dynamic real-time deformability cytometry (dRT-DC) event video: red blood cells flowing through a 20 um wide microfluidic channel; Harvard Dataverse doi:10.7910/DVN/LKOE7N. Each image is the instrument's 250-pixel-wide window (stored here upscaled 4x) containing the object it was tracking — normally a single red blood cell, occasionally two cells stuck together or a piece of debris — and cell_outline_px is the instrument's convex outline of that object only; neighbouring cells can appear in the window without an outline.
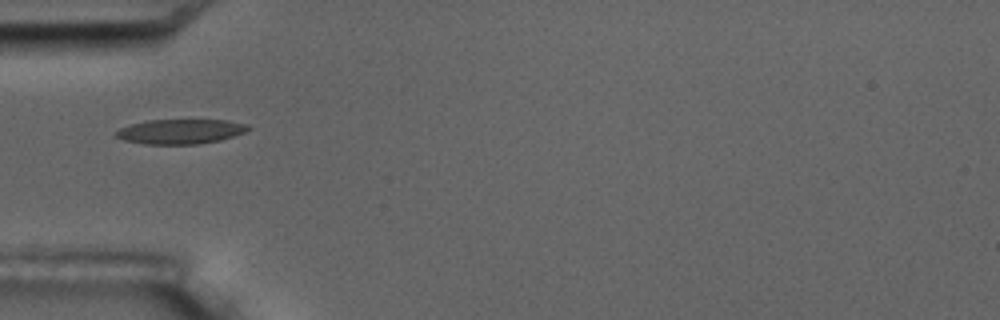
{"species": "common noctule bat (a hibernating species)", "species_latin": "Nyctalus noctula", "temperature_condition": "room temperature", "stored_images_in_passage": 3, "camera_frame_rate_fps": 3000, "um_per_image_px": 0.085, "animal": {"sex": "male", "body_mass_g": 17.5, "forearm_length_mm": 52.3}, "frame": {"image": 1, "passage_image": 1, "time_ms": 0.0, "image_size_px": [1000, 320], "cell_outline_px": [[252, 128], [244, 132], [220, 140], [196, 144], [144, 144], [124, 140], [116, 136], [112, 132], [120, 128], [132, 124], [148, 120], [228, 120], [248, 124]], "centroid_in_image_um": [15.33, 11.17], "position_along_channel_um": 69.7, "area_um2": 19.02}}